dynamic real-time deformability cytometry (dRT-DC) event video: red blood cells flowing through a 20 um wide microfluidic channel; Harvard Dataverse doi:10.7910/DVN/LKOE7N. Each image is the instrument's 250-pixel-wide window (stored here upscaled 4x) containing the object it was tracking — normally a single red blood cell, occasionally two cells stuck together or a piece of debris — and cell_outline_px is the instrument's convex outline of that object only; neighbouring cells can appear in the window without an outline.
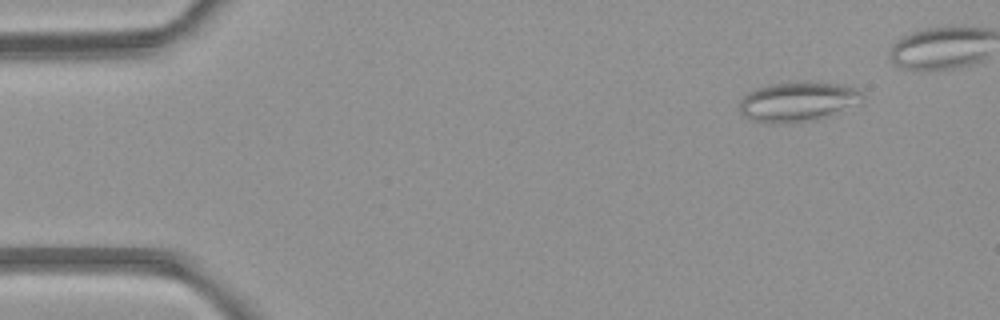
{"species": "common noctule bat (a hibernating species)", "species_latin": "Nyctalus noctula", "temperature_condition": "room temperature", "stored_images_in_passage": 5, "camera_frame_rate_fps": 3000, "um_per_image_px": 0.085, "animal": {"sex": "female", "body_mass_g": 21.9}, "frame": {"image": 1, "passage_image": 2, "time_ms": 1.0, "image_size_px": [1000, 320], "cell_outline_px": [[864, 96], [824, 116], [804, 120], [772, 124], [756, 120], [744, 116], [740, 112], [740, 100], [748, 92], [756, 88], [768, 84], [788, 80], [808, 80], [840, 84], [856, 88]], "centroid_in_image_um": [67.66, 8.56], "position_along_channel_um": 17.3, "area_um2": 27.69}}